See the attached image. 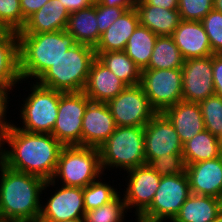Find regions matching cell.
Returning a JSON list of instances; mask_svg holds the SVG:
<instances>
[{
	"instance_id": "cell-3",
	"label": "cell",
	"mask_w": 222,
	"mask_h": 222,
	"mask_svg": "<svg viewBox=\"0 0 222 222\" xmlns=\"http://www.w3.org/2000/svg\"><path fill=\"white\" fill-rule=\"evenodd\" d=\"M21 80H38L69 48L76 45L65 30L46 33H17Z\"/></svg>"
},
{
	"instance_id": "cell-4",
	"label": "cell",
	"mask_w": 222,
	"mask_h": 222,
	"mask_svg": "<svg viewBox=\"0 0 222 222\" xmlns=\"http://www.w3.org/2000/svg\"><path fill=\"white\" fill-rule=\"evenodd\" d=\"M96 58L93 47L77 43L69 48L37 81L40 86L63 93L82 92L91 64Z\"/></svg>"
},
{
	"instance_id": "cell-23",
	"label": "cell",
	"mask_w": 222,
	"mask_h": 222,
	"mask_svg": "<svg viewBox=\"0 0 222 222\" xmlns=\"http://www.w3.org/2000/svg\"><path fill=\"white\" fill-rule=\"evenodd\" d=\"M135 8L140 25L157 36H172L181 20L178 10H168L148 3H136Z\"/></svg>"
},
{
	"instance_id": "cell-10",
	"label": "cell",
	"mask_w": 222,
	"mask_h": 222,
	"mask_svg": "<svg viewBox=\"0 0 222 222\" xmlns=\"http://www.w3.org/2000/svg\"><path fill=\"white\" fill-rule=\"evenodd\" d=\"M91 100L82 92H60L58 114L52 135L63 146H81L82 121Z\"/></svg>"
},
{
	"instance_id": "cell-18",
	"label": "cell",
	"mask_w": 222,
	"mask_h": 222,
	"mask_svg": "<svg viewBox=\"0 0 222 222\" xmlns=\"http://www.w3.org/2000/svg\"><path fill=\"white\" fill-rule=\"evenodd\" d=\"M172 37L184 60L213 55L201 21L181 19Z\"/></svg>"
},
{
	"instance_id": "cell-9",
	"label": "cell",
	"mask_w": 222,
	"mask_h": 222,
	"mask_svg": "<svg viewBox=\"0 0 222 222\" xmlns=\"http://www.w3.org/2000/svg\"><path fill=\"white\" fill-rule=\"evenodd\" d=\"M140 85L157 113L183 100L182 68L144 69Z\"/></svg>"
},
{
	"instance_id": "cell-14",
	"label": "cell",
	"mask_w": 222,
	"mask_h": 222,
	"mask_svg": "<svg viewBox=\"0 0 222 222\" xmlns=\"http://www.w3.org/2000/svg\"><path fill=\"white\" fill-rule=\"evenodd\" d=\"M129 183L124 194L127 210L136 207L137 218L151 205L161 177L149 164L127 171Z\"/></svg>"
},
{
	"instance_id": "cell-33",
	"label": "cell",
	"mask_w": 222,
	"mask_h": 222,
	"mask_svg": "<svg viewBox=\"0 0 222 222\" xmlns=\"http://www.w3.org/2000/svg\"><path fill=\"white\" fill-rule=\"evenodd\" d=\"M199 105L205 129L218 137L222 132V97L214 94L200 101Z\"/></svg>"
},
{
	"instance_id": "cell-44",
	"label": "cell",
	"mask_w": 222,
	"mask_h": 222,
	"mask_svg": "<svg viewBox=\"0 0 222 222\" xmlns=\"http://www.w3.org/2000/svg\"><path fill=\"white\" fill-rule=\"evenodd\" d=\"M137 0H101L100 4L108 7H122L126 10L135 7Z\"/></svg>"
},
{
	"instance_id": "cell-45",
	"label": "cell",
	"mask_w": 222,
	"mask_h": 222,
	"mask_svg": "<svg viewBox=\"0 0 222 222\" xmlns=\"http://www.w3.org/2000/svg\"><path fill=\"white\" fill-rule=\"evenodd\" d=\"M6 131H7V125L1 123L0 124V167L5 165V150L3 149V146L5 142V136H6Z\"/></svg>"
},
{
	"instance_id": "cell-24",
	"label": "cell",
	"mask_w": 222,
	"mask_h": 222,
	"mask_svg": "<svg viewBox=\"0 0 222 222\" xmlns=\"http://www.w3.org/2000/svg\"><path fill=\"white\" fill-rule=\"evenodd\" d=\"M222 211V199L191 193L172 222H212Z\"/></svg>"
},
{
	"instance_id": "cell-38",
	"label": "cell",
	"mask_w": 222,
	"mask_h": 222,
	"mask_svg": "<svg viewBox=\"0 0 222 222\" xmlns=\"http://www.w3.org/2000/svg\"><path fill=\"white\" fill-rule=\"evenodd\" d=\"M125 11L126 9L122 7H108L96 3V18L99 34H103Z\"/></svg>"
},
{
	"instance_id": "cell-37",
	"label": "cell",
	"mask_w": 222,
	"mask_h": 222,
	"mask_svg": "<svg viewBox=\"0 0 222 222\" xmlns=\"http://www.w3.org/2000/svg\"><path fill=\"white\" fill-rule=\"evenodd\" d=\"M149 165L160 176H173L185 172L182 153L164 154L152 160Z\"/></svg>"
},
{
	"instance_id": "cell-30",
	"label": "cell",
	"mask_w": 222,
	"mask_h": 222,
	"mask_svg": "<svg viewBox=\"0 0 222 222\" xmlns=\"http://www.w3.org/2000/svg\"><path fill=\"white\" fill-rule=\"evenodd\" d=\"M184 58L172 36H158L146 69L182 68Z\"/></svg>"
},
{
	"instance_id": "cell-13",
	"label": "cell",
	"mask_w": 222,
	"mask_h": 222,
	"mask_svg": "<svg viewBox=\"0 0 222 222\" xmlns=\"http://www.w3.org/2000/svg\"><path fill=\"white\" fill-rule=\"evenodd\" d=\"M144 147L146 164L164 154L183 151L175 128L163 113H157L144 126Z\"/></svg>"
},
{
	"instance_id": "cell-32",
	"label": "cell",
	"mask_w": 222,
	"mask_h": 222,
	"mask_svg": "<svg viewBox=\"0 0 222 222\" xmlns=\"http://www.w3.org/2000/svg\"><path fill=\"white\" fill-rule=\"evenodd\" d=\"M118 195L110 203L94 210L85 211L84 222H122L124 211L127 209L124 199Z\"/></svg>"
},
{
	"instance_id": "cell-8",
	"label": "cell",
	"mask_w": 222,
	"mask_h": 222,
	"mask_svg": "<svg viewBox=\"0 0 222 222\" xmlns=\"http://www.w3.org/2000/svg\"><path fill=\"white\" fill-rule=\"evenodd\" d=\"M21 108L23 127L29 133L51 134L56 122L60 91L40 86L37 81Z\"/></svg>"
},
{
	"instance_id": "cell-11",
	"label": "cell",
	"mask_w": 222,
	"mask_h": 222,
	"mask_svg": "<svg viewBox=\"0 0 222 222\" xmlns=\"http://www.w3.org/2000/svg\"><path fill=\"white\" fill-rule=\"evenodd\" d=\"M107 105L116 126H145L157 114L140 84L127 86Z\"/></svg>"
},
{
	"instance_id": "cell-15",
	"label": "cell",
	"mask_w": 222,
	"mask_h": 222,
	"mask_svg": "<svg viewBox=\"0 0 222 222\" xmlns=\"http://www.w3.org/2000/svg\"><path fill=\"white\" fill-rule=\"evenodd\" d=\"M61 187L50 196L45 206L42 204L38 222H60L84 217L83 188Z\"/></svg>"
},
{
	"instance_id": "cell-1",
	"label": "cell",
	"mask_w": 222,
	"mask_h": 222,
	"mask_svg": "<svg viewBox=\"0 0 222 222\" xmlns=\"http://www.w3.org/2000/svg\"><path fill=\"white\" fill-rule=\"evenodd\" d=\"M5 165L13 170L51 180L64 147L52 134L29 133L13 124L7 125Z\"/></svg>"
},
{
	"instance_id": "cell-21",
	"label": "cell",
	"mask_w": 222,
	"mask_h": 222,
	"mask_svg": "<svg viewBox=\"0 0 222 222\" xmlns=\"http://www.w3.org/2000/svg\"><path fill=\"white\" fill-rule=\"evenodd\" d=\"M70 12L59 0L46 2L31 15L17 33H46L65 30Z\"/></svg>"
},
{
	"instance_id": "cell-22",
	"label": "cell",
	"mask_w": 222,
	"mask_h": 222,
	"mask_svg": "<svg viewBox=\"0 0 222 222\" xmlns=\"http://www.w3.org/2000/svg\"><path fill=\"white\" fill-rule=\"evenodd\" d=\"M140 24L135 7L126 10L103 34L95 52L124 51L129 37Z\"/></svg>"
},
{
	"instance_id": "cell-6",
	"label": "cell",
	"mask_w": 222,
	"mask_h": 222,
	"mask_svg": "<svg viewBox=\"0 0 222 222\" xmlns=\"http://www.w3.org/2000/svg\"><path fill=\"white\" fill-rule=\"evenodd\" d=\"M104 174L99 149L87 146H64L60 152L56 171L47 185H55L60 178L62 185L85 188Z\"/></svg>"
},
{
	"instance_id": "cell-49",
	"label": "cell",
	"mask_w": 222,
	"mask_h": 222,
	"mask_svg": "<svg viewBox=\"0 0 222 222\" xmlns=\"http://www.w3.org/2000/svg\"><path fill=\"white\" fill-rule=\"evenodd\" d=\"M212 222H222V211Z\"/></svg>"
},
{
	"instance_id": "cell-50",
	"label": "cell",
	"mask_w": 222,
	"mask_h": 222,
	"mask_svg": "<svg viewBox=\"0 0 222 222\" xmlns=\"http://www.w3.org/2000/svg\"><path fill=\"white\" fill-rule=\"evenodd\" d=\"M217 138H218V141H219L220 148L222 150V132L220 133V135Z\"/></svg>"
},
{
	"instance_id": "cell-7",
	"label": "cell",
	"mask_w": 222,
	"mask_h": 222,
	"mask_svg": "<svg viewBox=\"0 0 222 222\" xmlns=\"http://www.w3.org/2000/svg\"><path fill=\"white\" fill-rule=\"evenodd\" d=\"M191 195L186 172L162 176L151 205L138 217L137 222H162L171 220Z\"/></svg>"
},
{
	"instance_id": "cell-29",
	"label": "cell",
	"mask_w": 222,
	"mask_h": 222,
	"mask_svg": "<svg viewBox=\"0 0 222 222\" xmlns=\"http://www.w3.org/2000/svg\"><path fill=\"white\" fill-rule=\"evenodd\" d=\"M19 38L11 31L0 41V82H19Z\"/></svg>"
},
{
	"instance_id": "cell-31",
	"label": "cell",
	"mask_w": 222,
	"mask_h": 222,
	"mask_svg": "<svg viewBox=\"0 0 222 222\" xmlns=\"http://www.w3.org/2000/svg\"><path fill=\"white\" fill-rule=\"evenodd\" d=\"M116 189L101 180L93 181L83 188L85 211L97 209L100 206L110 203L118 196Z\"/></svg>"
},
{
	"instance_id": "cell-25",
	"label": "cell",
	"mask_w": 222,
	"mask_h": 222,
	"mask_svg": "<svg viewBox=\"0 0 222 222\" xmlns=\"http://www.w3.org/2000/svg\"><path fill=\"white\" fill-rule=\"evenodd\" d=\"M65 31L74 37L76 43L95 48L101 37L98 32L96 4L71 12Z\"/></svg>"
},
{
	"instance_id": "cell-36",
	"label": "cell",
	"mask_w": 222,
	"mask_h": 222,
	"mask_svg": "<svg viewBox=\"0 0 222 222\" xmlns=\"http://www.w3.org/2000/svg\"><path fill=\"white\" fill-rule=\"evenodd\" d=\"M0 21L11 31L19 32L25 26L20 0H0Z\"/></svg>"
},
{
	"instance_id": "cell-51",
	"label": "cell",
	"mask_w": 222,
	"mask_h": 222,
	"mask_svg": "<svg viewBox=\"0 0 222 222\" xmlns=\"http://www.w3.org/2000/svg\"><path fill=\"white\" fill-rule=\"evenodd\" d=\"M92 4L100 3L101 0H89Z\"/></svg>"
},
{
	"instance_id": "cell-5",
	"label": "cell",
	"mask_w": 222,
	"mask_h": 222,
	"mask_svg": "<svg viewBox=\"0 0 222 222\" xmlns=\"http://www.w3.org/2000/svg\"><path fill=\"white\" fill-rule=\"evenodd\" d=\"M98 149L103 172L108 167H120L128 171L144 165V126H117Z\"/></svg>"
},
{
	"instance_id": "cell-46",
	"label": "cell",
	"mask_w": 222,
	"mask_h": 222,
	"mask_svg": "<svg viewBox=\"0 0 222 222\" xmlns=\"http://www.w3.org/2000/svg\"><path fill=\"white\" fill-rule=\"evenodd\" d=\"M10 32L11 30L0 21V41H2Z\"/></svg>"
},
{
	"instance_id": "cell-19",
	"label": "cell",
	"mask_w": 222,
	"mask_h": 222,
	"mask_svg": "<svg viewBox=\"0 0 222 222\" xmlns=\"http://www.w3.org/2000/svg\"><path fill=\"white\" fill-rule=\"evenodd\" d=\"M126 87L122 80L95 58L83 92L91 101L108 103Z\"/></svg>"
},
{
	"instance_id": "cell-28",
	"label": "cell",
	"mask_w": 222,
	"mask_h": 222,
	"mask_svg": "<svg viewBox=\"0 0 222 222\" xmlns=\"http://www.w3.org/2000/svg\"><path fill=\"white\" fill-rule=\"evenodd\" d=\"M157 38L155 33L139 24L127 41L124 51L141 71L149 65Z\"/></svg>"
},
{
	"instance_id": "cell-42",
	"label": "cell",
	"mask_w": 222,
	"mask_h": 222,
	"mask_svg": "<svg viewBox=\"0 0 222 222\" xmlns=\"http://www.w3.org/2000/svg\"><path fill=\"white\" fill-rule=\"evenodd\" d=\"M64 7L71 13L84 9L92 5L89 0H59Z\"/></svg>"
},
{
	"instance_id": "cell-12",
	"label": "cell",
	"mask_w": 222,
	"mask_h": 222,
	"mask_svg": "<svg viewBox=\"0 0 222 222\" xmlns=\"http://www.w3.org/2000/svg\"><path fill=\"white\" fill-rule=\"evenodd\" d=\"M214 94L212 55L184 60L182 99L199 103Z\"/></svg>"
},
{
	"instance_id": "cell-16",
	"label": "cell",
	"mask_w": 222,
	"mask_h": 222,
	"mask_svg": "<svg viewBox=\"0 0 222 222\" xmlns=\"http://www.w3.org/2000/svg\"><path fill=\"white\" fill-rule=\"evenodd\" d=\"M116 127L107 103L90 101L83 116L81 146L98 148Z\"/></svg>"
},
{
	"instance_id": "cell-20",
	"label": "cell",
	"mask_w": 222,
	"mask_h": 222,
	"mask_svg": "<svg viewBox=\"0 0 222 222\" xmlns=\"http://www.w3.org/2000/svg\"><path fill=\"white\" fill-rule=\"evenodd\" d=\"M162 113L175 128L182 144L205 130L199 103L181 100Z\"/></svg>"
},
{
	"instance_id": "cell-34",
	"label": "cell",
	"mask_w": 222,
	"mask_h": 222,
	"mask_svg": "<svg viewBox=\"0 0 222 222\" xmlns=\"http://www.w3.org/2000/svg\"><path fill=\"white\" fill-rule=\"evenodd\" d=\"M213 54H222V12L213 8L201 20Z\"/></svg>"
},
{
	"instance_id": "cell-35",
	"label": "cell",
	"mask_w": 222,
	"mask_h": 222,
	"mask_svg": "<svg viewBox=\"0 0 222 222\" xmlns=\"http://www.w3.org/2000/svg\"><path fill=\"white\" fill-rule=\"evenodd\" d=\"M214 8V0H178L182 20L201 21Z\"/></svg>"
},
{
	"instance_id": "cell-47",
	"label": "cell",
	"mask_w": 222,
	"mask_h": 222,
	"mask_svg": "<svg viewBox=\"0 0 222 222\" xmlns=\"http://www.w3.org/2000/svg\"><path fill=\"white\" fill-rule=\"evenodd\" d=\"M214 8L222 12V0H214Z\"/></svg>"
},
{
	"instance_id": "cell-17",
	"label": "cell",
	"mask_w": 222,
	"mask_h": 222,
	"mask_svg": "<svg viewBox=\"0 0 222 222\" xmlns=\"http://www.w3.org/2000/svg\"><path fill=\"white\" fill-rule=\"evenodd\" d=\"M193 194L222 199V155L185 167Z\"/></svg>"
},
{
	"instance_id": "cell-41",
	"label": "cell",
	"mask_w": 222,
	"mask_h": 222,
	"mask_svg": "<svg viewBox=\"0 0 222 222\" xmlns=\"http://www.w3.org/2000/svg\"><path fill=\"white\" fill-rule=\"evenodd\" d=\"M48 1L50 0H20V8L23 18L27 20Z\"/></svg>"
},
{
	"instance_id": "cell-26",
	"label": "cell",
	"mask_w": 222,
	"mask_h": 222,
	"mask_svg": "<svg viewBox=\"0 0 222 222\" xmlns=\"http://www.w3.org/2000/svg\"><path fill=\"white\" fill-rule=\"evenodd\" d=\"M221 155L222 150L217 136L206 129L183 144L182 156L185 166L211 160Z\"/></svg>"
},
{
	"instance_id": "cell-40",
	"label": "cell",
	"mask_w": 222,
	"mask_h": 222,
	"mask_svg": "<svg viewBox=\"0 0 222 222\" xmlns=\"http://www.w3.org/2000/svg\"><path fill=\"white\" fill-rule=\"evenodd\" d=\"M17 82H0V122L3 124H10V122L6 121V109H7V104L9 101H7L8 97V92L10 90H13L12 87L15 86ZM9 90V91H8Z\"/></svg>"
},
{
	"instance_id": "cell-39",
	"label": "cell",
	"mask_w": 222,
	"mask_h": 222,
	"mask_svg": "<svg viewBox=\"0 0 222 222\" xmlns=\"http://www.w3.org/2000/svg\"><path fill=\"white\" fill-rule=\"evenodd\" d=\"M212 69L215 94L222 97V54L212 55Z\"/></svg>"
},
{
	"instance_id": "cell-27",
	"label": "cell",
	"mask_w": 222,
	"mask_h": 222,
	"mask_svg": "<svg viewBox=\"0 0 222 222\" xmlns=\"http://www.w3.org/2000/svg\"><path fill=\"white\" fill-rule=\"evenodd\" d=\"M96 58L127 86L141 83V70L125 51L95 52Z\"/></svg>"
},
{
	"instance_id": "cell-48",
	"label": "cell",
	"mask_w": 222,
	"mask_h": 222,
	"mask_svg": "<svg viewBox=\"0 0 222 222\" xmlns=\"http://www.w3.org/2000/svg\"><path fill=\"white\" fill-rule=\"evenodd\" d=\"M60 222H84L83 218H79V219H69V220H63Z\"/></svg>"
},
{
	"instance_id": "cell-2",
	"label": "cell",
	"mask_w": 222,
	"mask_h": 222,
	"mask_svg": "<svg viewBox=\"0 0 222 222\" xmlns=\"http://www.w3.org/2000/svg\"><path fill=\"white\" fill-rule=\"evenodd\" d=\"M0 171V222H38L47 181L6 165Z\"/></svg>"
},
{
	"instance_id": "cell-43",
	"label": "cell",
	"mask_w": 222,
	"mask_h": 222,
	"mask_svg": "<svg viewBox=\"0 0 222 222\" xmlns=\"http://www.w3.org/2000/svg\"><path fill=\"white\" fill-rule=\"evenodd\" d=\"M136 3H148L168 10H178V0H137Z\"/></svg>"
}]
</instances>
